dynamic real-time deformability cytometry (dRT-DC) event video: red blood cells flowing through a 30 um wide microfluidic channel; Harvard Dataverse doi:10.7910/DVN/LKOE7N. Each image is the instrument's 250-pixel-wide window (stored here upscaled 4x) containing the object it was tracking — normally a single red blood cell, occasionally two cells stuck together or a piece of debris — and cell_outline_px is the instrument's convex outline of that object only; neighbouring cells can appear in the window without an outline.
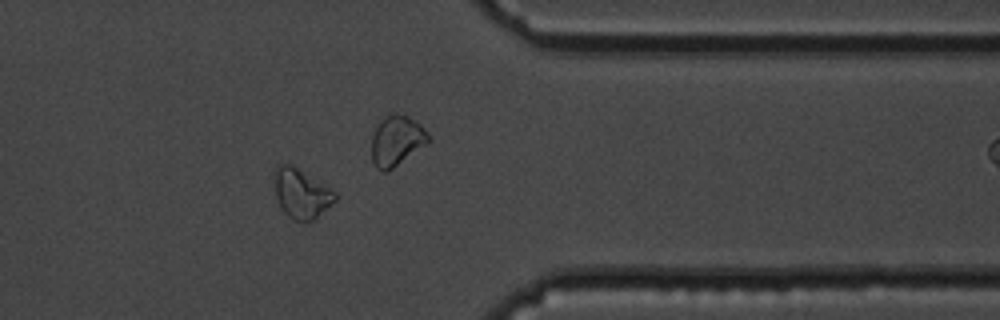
{"species": "common noctule bat (a hibernating species)", "species_latin": "Nyctalus noctula", "temperature_condition": "cold", "stored_images_in_passage": 41, "camera_frame_rate_fps": 3000, "um_per_image_px": 0.085, "animal": {"sex": "male", "body_mass_g": 19.5, "forearm_length_mm": 54.6}, "frame": {"image": 1, "passage_image": 30, "time_ms": 9.667, "image_size_px": [1000, 320], "cell_outline_px": [[340, 196], [336, 200], [312, 220], [304, 224], [292, 220], [280, 208], [276, 196], [272, 176], [276, 164], [292, 164], [336, 192]], "centroid_in_image_um": [25.57, 16.45], "position_along_channel_um": 385.8, "area_um2": 17.92}}